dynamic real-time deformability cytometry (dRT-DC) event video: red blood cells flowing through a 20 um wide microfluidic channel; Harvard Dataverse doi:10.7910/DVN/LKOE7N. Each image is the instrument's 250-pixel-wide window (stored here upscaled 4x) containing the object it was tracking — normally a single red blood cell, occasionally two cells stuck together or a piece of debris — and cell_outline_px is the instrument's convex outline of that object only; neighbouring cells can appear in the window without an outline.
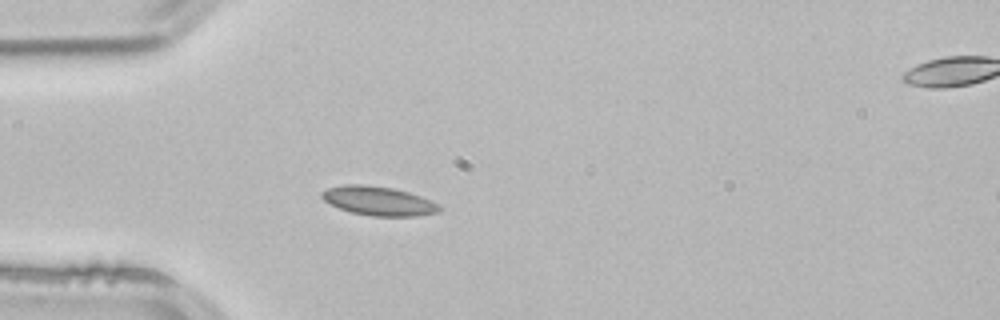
{"species": "common noctule bat (a hibernating species)", "species_latin": "Nyctalus noctula", "temperature_condition": "room temperature", "stored_images_in_passage": 4, "segment_of_instrument_passage": [1, 2], "camera_frame_rate_fps": 3000, "um_per_image_px": 0.085, "animal": {"sex": "male", "body_mass_g": 21.5, "forearm_length_mm": 52.0}, "frame": {"image": 1, "passage_image": 3, "time_ms": 0.667, "image_size_px": [1000, 320], "cell_outline_px": [[440, 212], [416, 216], [372, 216], [352, 212], [328, 204], [320, 196], [320, 192], [328, 188], [344, 184], [364, 184], [392, 188], [408, 192], [420, 196], [440, 204]], "centroid_in_image_um": [32.15, 17.07], "position_along_channel_um": 52.8, "area_um2": 19.94}}